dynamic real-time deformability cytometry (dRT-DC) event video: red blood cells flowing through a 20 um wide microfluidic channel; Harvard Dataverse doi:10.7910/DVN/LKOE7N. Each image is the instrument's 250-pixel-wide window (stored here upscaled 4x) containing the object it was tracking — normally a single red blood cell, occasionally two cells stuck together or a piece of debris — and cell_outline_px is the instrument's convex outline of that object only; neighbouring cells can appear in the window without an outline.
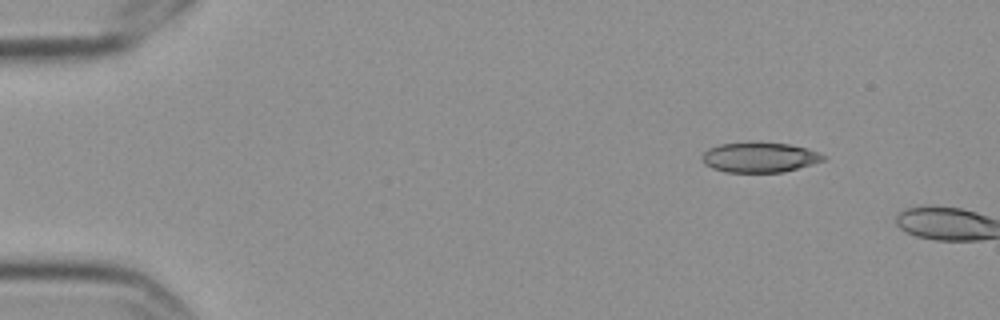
{"species": "Egyptian fruit bat (a non-hibernating species)", "species_latin": "Rousettus aegyptiacus", "temperature_condition": "cold", "stored_images_in_passage": 2, "camera_frame_rate_fps": 3000, "um_per_image_px": 0.085, "frame": {"image": 1, "passage_image": 1, "time_ms": 0.0, "image_size_px": [1000, 320], "cell_outline_px": [[824, 160], [812, 164], [784, 172], [724, 172], [712, 168], [704, 164], [700, 156], [708, 148], [720, 144], [788, 144], [820, 152], [824, 156]], "centroid_in_image_um": [64.53, 13.41], "position_along_channel_um": 20.5, "area_um2": 20.69}}